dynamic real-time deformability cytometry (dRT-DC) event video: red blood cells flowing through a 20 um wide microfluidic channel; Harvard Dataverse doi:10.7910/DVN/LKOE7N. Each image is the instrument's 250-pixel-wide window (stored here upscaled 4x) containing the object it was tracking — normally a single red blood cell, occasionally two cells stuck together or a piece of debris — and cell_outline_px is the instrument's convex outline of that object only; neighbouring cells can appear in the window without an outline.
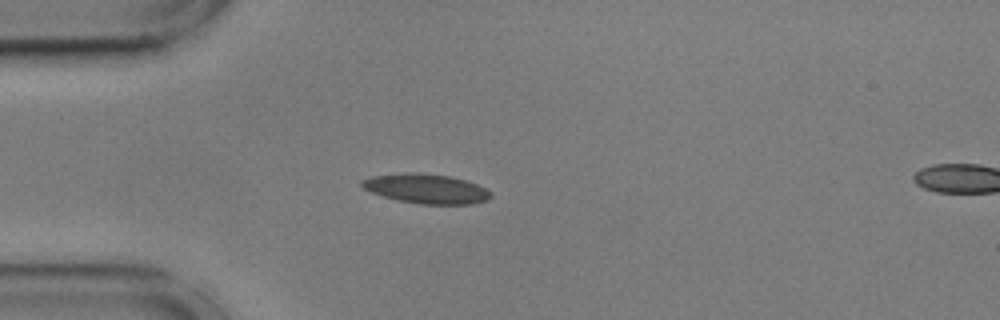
{"species": "common noctule bat (a hibernating species)", "species_latin": "Nyctalus noctula", "temperature_condition": "cold", "stored_images_in_passage": 14, "camera_frame_rate_fps": 3000, "um_per_image_px": 0.085, "animal": {"sex": "male", "body_mass_g": 17.9, "forearm_length_mm": 54.2}, "frame": {"image": 1, "passage_image": 12, "time_ms": 3.667, "image_size_px": [1000, 320], "cell_outline_px": [[492, 196], [488, 200], [472, 204], [420, 204], [400, 200], [384, 196], [372, 192], [364, 188], [360, 184], [360, 180], [372, 176], [404, 172], [416, 172], [448, 176], [464, 180], [476, 184], [492, 192]], "centroid_in_image_um": [36.23, 16.03], "position_along_channel_um": 48.8, "area_um2": 22.08}}